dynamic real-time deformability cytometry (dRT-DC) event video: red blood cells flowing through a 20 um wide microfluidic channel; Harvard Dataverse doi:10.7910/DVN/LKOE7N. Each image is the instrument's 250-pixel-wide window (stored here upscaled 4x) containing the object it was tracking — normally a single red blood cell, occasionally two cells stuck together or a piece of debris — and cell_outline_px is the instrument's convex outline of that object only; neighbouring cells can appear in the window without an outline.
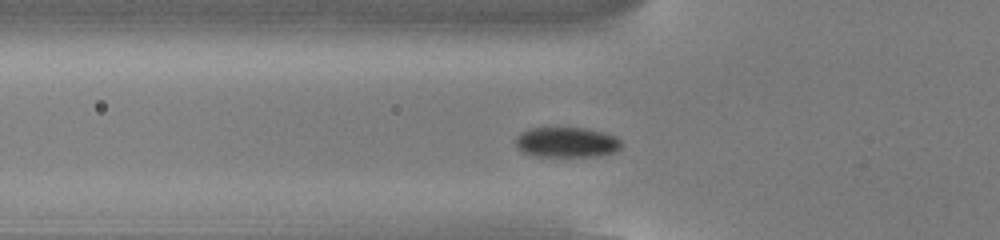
{"species": "common noctule bat (a hibernating species)", "species_latin": "Nyctalus noctula", "temperature_condition": "cold", "stored_images_in_passage": 46, "camera_frame_rate_fps": 3000, "um_per_image_px": 0.085, "animal": {"sex": "male", "body_mass_g": 13.0, "forearm_length_mm": 53.1}, "frame": {"image": 1, "passage_image": 11, "time_ms": 3.333, "image_size_px": [1000, 240], "cell_outline_px": [[624, 144], [616, 152], [596, 156], [536, 156], [524, 152], [516, 148], [516, 136], [520, 132], [532, 128], [588, 128], [604, 132], [616, 136]], "centroid_in_image_um": [48.2, 12.09], "position_along_channel_um": 77.6, "area_um2": 18.79}}
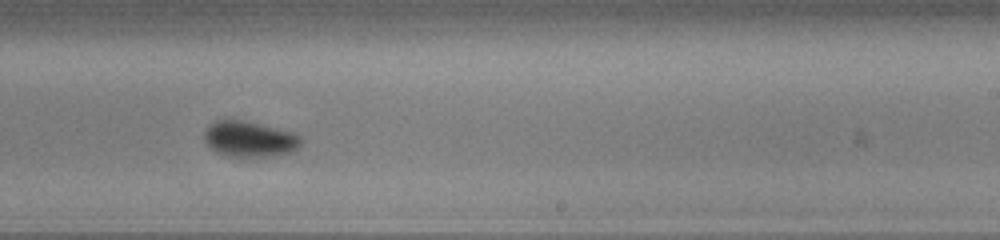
{"frame": {"image": 2, "passage_image": 26, "time_ms": 8.333, "image_size_px": [1000, 240], "cell_outline_px": [[304, 140], [292, 152], [268, 156], [224, 156], [216, 152], [204, 140], [204, 132], [208, 124], [216, 120], [240, 120], [260, 124], [292, 132], [300, 136]], "centroid_in_image_um": [21.19, 11.81], "position_along_channel_um": 267.8, "area_um2": 20.0}}
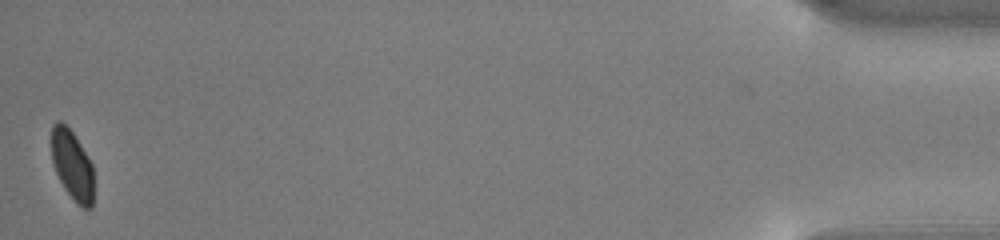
{"frame": {"image": 3, "passage_image": 46, "time_ms": 15.0, "image_size_px": [1000, 240], "cell_outline_px": [[92, 208], [80, 208], [76, 204], [64, 188], [52, 164], [52, 124], [56, 120], [60, 120], [72, 132], [80, 144], [92, 164]], "centroid_in_image_um": [6.12, 14.04], "position_along_channel_um": 429.1, "area_um2": 16.99}, "authors_computed_cell_mechanics": {"area_um2": 19.2474, "velocity_mm_per_s": 3.8056, "shape_relaxation_time_tau1_ms": 1.5053, "shape_relaxation_time_tau2_ms": null, "deformation_change_tau1": 0.0753, "deformation_change_tau2": null}}